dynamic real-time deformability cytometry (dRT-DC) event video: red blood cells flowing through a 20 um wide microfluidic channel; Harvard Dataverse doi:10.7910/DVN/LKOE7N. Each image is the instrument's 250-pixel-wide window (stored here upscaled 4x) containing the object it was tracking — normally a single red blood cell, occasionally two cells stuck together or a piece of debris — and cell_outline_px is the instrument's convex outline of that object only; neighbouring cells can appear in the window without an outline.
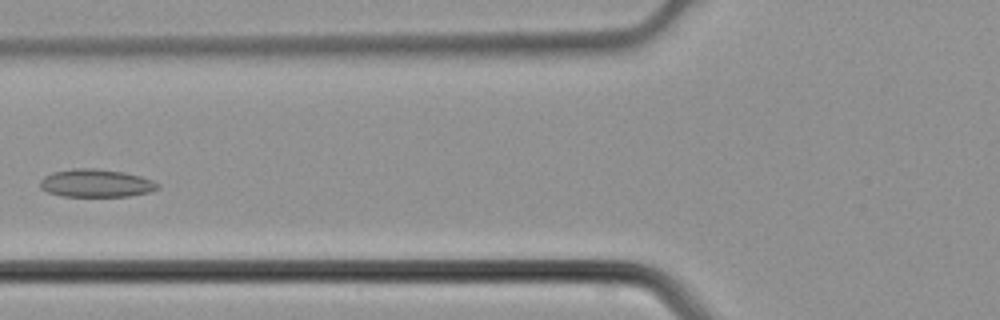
{"species": "common noctule bat (a hibernating species)", "species_latin": "Nyctalus noctula", "temperature_condition": "cold", "stored_images_in_passage": 4, "camera_frame_rate_fps": 3000, "um_per_image_px": 0.085, "animal": {"sex": "male", "body_mass_g": 21.5, "forearm_length_mm": 52.0}, "frame": {"image": 1, "passage_image": 4, "time_ms": 1.0, "image_size_px": [1000, 320], "cell_outline_px": [[160, 188], [152, 192], [128, 196], [64, 196], [48, 192], [40, 188], [40, 180], [44, 176], [52, 172], [72, 168], [96, 168], [124, 172], [140, 176], [152, 180], [160, 184]], "centroid_in_image_um": [8.18, 15.56], "position_along_channel_um": 117.6, "area_um2": 19.31}}